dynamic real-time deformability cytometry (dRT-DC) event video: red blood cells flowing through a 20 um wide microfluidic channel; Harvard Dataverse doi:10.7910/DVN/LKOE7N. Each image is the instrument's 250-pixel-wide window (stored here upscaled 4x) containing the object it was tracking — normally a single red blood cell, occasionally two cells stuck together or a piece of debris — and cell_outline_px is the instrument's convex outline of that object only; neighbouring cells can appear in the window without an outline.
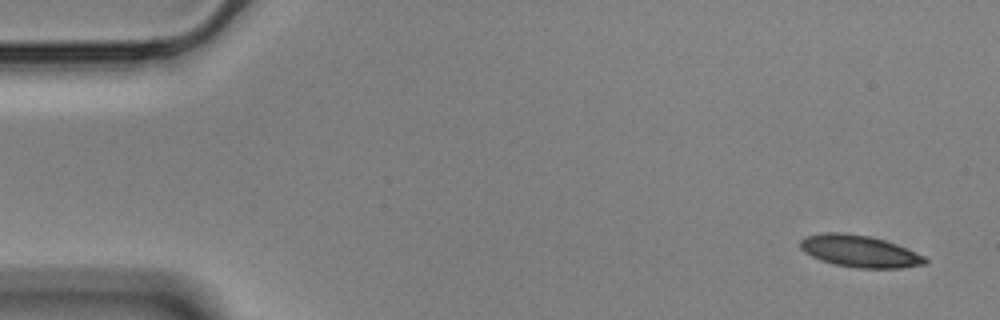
{"species": "Egyptian fruit bat (a non-hibernating species)", "species_latin": "Rousettus aegyptiacus", "temperature_condition": "cold", "stored_images_in_passage": 54, "camera_frame_rate_fps": 3000, "um_per_image_px": 0.085, "animal": {"sex": "male"}, "frame": {"image": 1, "passage_image": 1, "time_ms": 0.0, "image_size_px": [1000, 320], "cell_outline_px": [[928, 260], [924, 264], [900, 268], [856, 268], [836, 264], [820, 260], [804, 252], [800, 248], [800, 240], [804, 236], [824, 232], [844, 232], [868, 236], [884, 240], [896, 244], [924, 256]], "centroid_in_image_um": [73.02, 21.34], "position_along_channel_um": 12.0, "area_um2": 23.12}}
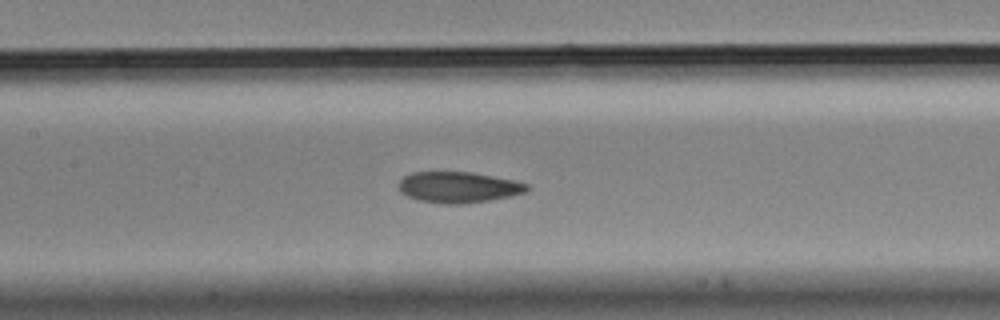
{"frame": {"image": 2, "passage_image": 24, "time_ms": 7.667, "image_size_px": [1000, 320], "cell_outline_px": [[528, 192], [512, 196], [488, 200], [460, 204], [448, 204], [420, 200], [408, 196], [400, 192], [400, 180], [404, 176], [412, 172], [472, 172], [516, 180], [528, 184]], "centroid_in_image_um": [39.01, 15.9], "position_along_channel_um": 168.4, "area_um2": 23.06}}
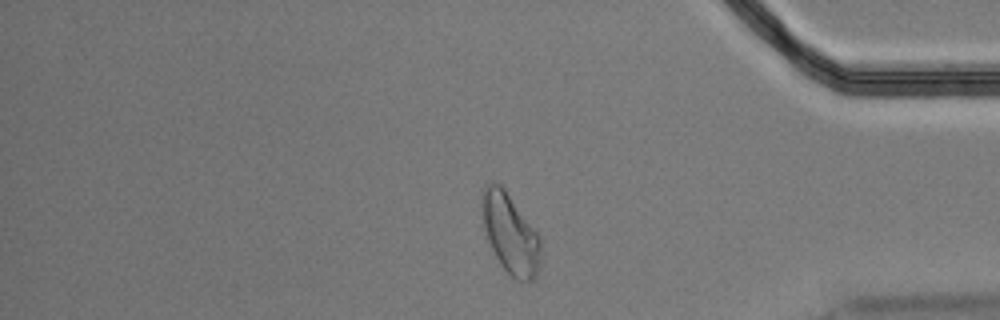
{"frame": {"image": 3, "passage_image": 45, "time_ms": 14.667, "image_size_px": [1000, 320], "cell_outline_px": [[540, 264], [536, 276], [532, 280], [516, 280], [500, 264], [488, 240], [484, 228], [480, 196], [484, 184], [492, 180], [500, 184], [504, 188], [540, 236]], "centroid_in_image_um": [43.35, 19.81], "position_along_channel_um": 391.9, "area_um2": 27.34}, "authors_computed_cell_mechanics": {"area_um2": 23.5535, "velocity_mm_per_s": 3.5385, "shape_relaxation_time_tau1_ms": 5.3652, "shape_relaxation_time_tau2_ms": 2.935, "deformation_change_tau1": 0.1377, "deformation_change_tau2": 0.088}}